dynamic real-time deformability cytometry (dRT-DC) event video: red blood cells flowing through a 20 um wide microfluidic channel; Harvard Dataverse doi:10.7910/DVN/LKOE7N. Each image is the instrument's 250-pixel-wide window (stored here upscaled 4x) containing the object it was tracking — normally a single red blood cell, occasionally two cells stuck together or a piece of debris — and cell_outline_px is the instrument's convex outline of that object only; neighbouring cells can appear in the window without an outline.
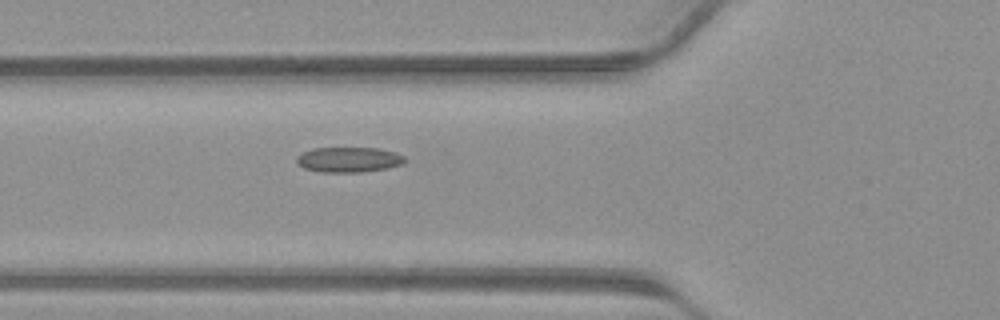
{"species": "common noctule bat (a hibernating species)", "species_latin": "Nyctalus noctula", "temperature_condition": "warm", "stored_images_in_passage": 25, "camera_frame_rate_fps": 3000, "um_per_image_px": 0.085, "animal": {"sex": "male", "body_mass_g": 23.1, "forearm_length_mm": 52.7}, "frame": {"image": 1, "passage_image": 2, "time_ms": 0.333, "image_size_px": [1000, 320], "cell_outline_px": [[408, 160], [404, 164], [388, 168], [364, 172], [320, 172], [304, 168], [296, 160], [296, 156], [312, 148], [380, 148], [396, 152], [404, 156]], "centroid_in_image_um": [29.71, 13.57], "position_along_channel_um": 96.1, "area_um2": 16.07}}
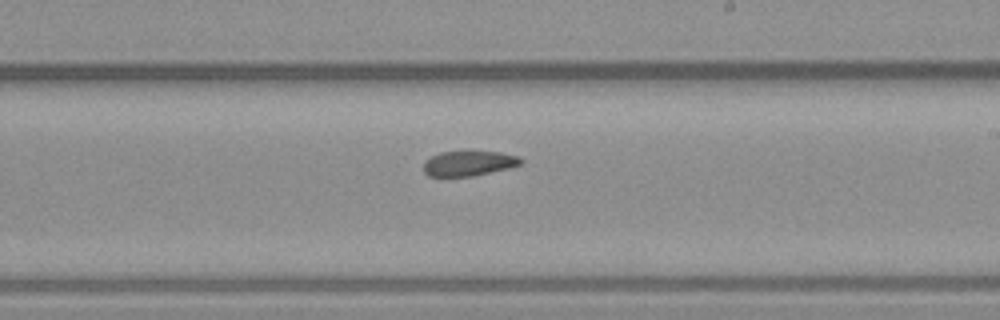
{"frame": {"image": 2, "passage_image": 11, "time_ms": 3.333, "image_size_px": [1000, 320], "cell_outline_px": [[524, 160], [520, 164], [508, 168], [472, 176], [428, 176], [424, 172], [424, 160], [440, 152], [468, 148], [500, 152], [520, 156]], "centroid_in_image_um": [39.85, 13.82], "position_along_channel_um": 249.2, "area_um2": 14.91}}
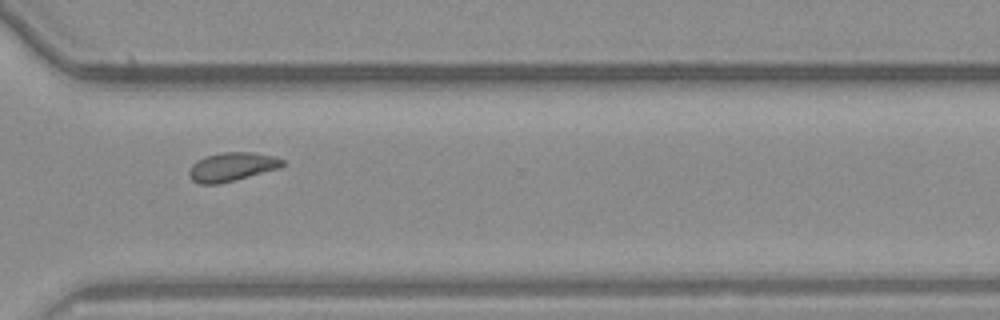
{"frame": {"image": 3, "passage_image": 17, "time_ms": 5.333, "image_size_px": [1000, 320], "cell_outline_px": [[284, 164], [280, 168], [236, 180], [220, 184], [200, 184], [192, 180], [188, 176], [188, 172], [192, 164], [196, 160], [208, 156], [224, 152], [256, 152], [276, 156], [284, 160]], "centroid_in_image_um": [19.73, 14.18], "position_along_channel_um": 350.9, "area_um2": 15.84}}